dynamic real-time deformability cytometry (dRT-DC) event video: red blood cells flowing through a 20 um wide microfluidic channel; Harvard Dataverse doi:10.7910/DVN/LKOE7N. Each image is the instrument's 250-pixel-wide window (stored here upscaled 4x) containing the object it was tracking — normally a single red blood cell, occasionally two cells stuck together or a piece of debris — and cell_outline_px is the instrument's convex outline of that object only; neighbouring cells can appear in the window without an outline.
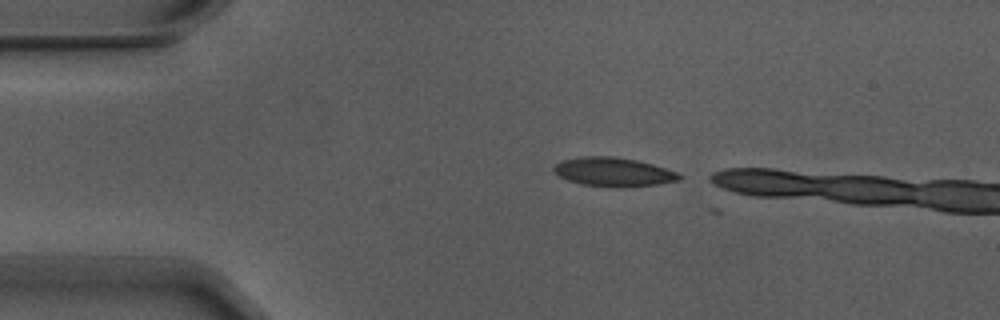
{"species": "Egyptian fruit bat (a non-hibernating species)", "species_latin": "Rousettus aegyptiacus", "temperature_condition": "warm", "stored_images_in_passage": 3, "camera_frame_rate_fps": 3000, "um_per_image_px": 0.085, "animal": {"sex": "male"}, "frame": {"image": 1, "passage_image": 1, "time_ms": 0.0, "image_size_px": [1000, 320], "cell_outline_px": [[684, 176], [680, 180], [656, 184], [620, 188], [612, 188], [584, 184], [568, 180], [552, 172], [552, 168], [556, 164], [564, 160], [584, 156], [612, 156], [636, 160], [652, 164], [676, 172]], "centroid_in_image_um": [52.14, 14.62], "position_along_channel_um": 32.9, "area_um2": 21.1}}